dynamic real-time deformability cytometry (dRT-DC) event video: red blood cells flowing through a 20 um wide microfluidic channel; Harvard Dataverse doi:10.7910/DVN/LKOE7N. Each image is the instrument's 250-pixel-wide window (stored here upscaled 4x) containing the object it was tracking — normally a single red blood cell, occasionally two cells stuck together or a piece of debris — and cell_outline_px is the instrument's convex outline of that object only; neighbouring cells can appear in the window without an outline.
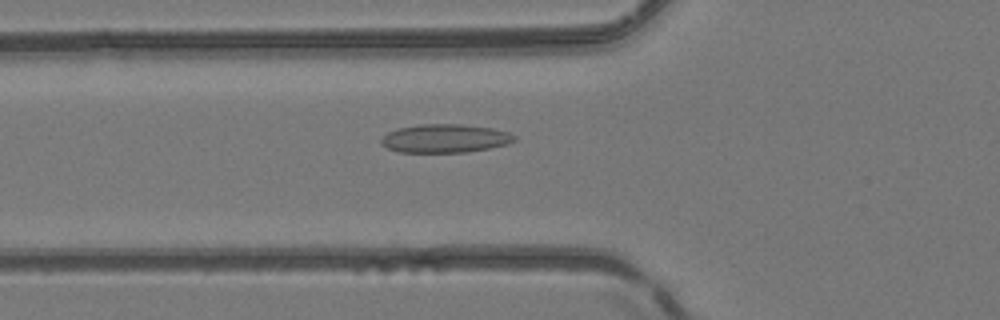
{"species": "common noctule bat (a hibernating species)", "species_latin": "Nyctalus noctula", "temperature_condition": "room temperature", "stored_images_in_passage": 44, "camera_frame_rate_fps": 3000, "um_per_image_px": 0.085, "animal": {"sex": "female", "body_mass_g": 24.6, "forearm_length_mm": 56.2}, "frame": {"image": 1, "passage_image": 12, "time_ms": 3.667, "image_size_px": [1000, 320], "cell_outline_px": [[516, 140], [508, 144], [488, 148], [464, 152], [400, 152], [388, 148], [380, 144], [380, 140], [388, 132], [396, 128], [420, 124], [460, 124], [492, 128], [508, 132], [516, 136]], "centroid_in_image_um": [37.81, 11.76], "position_along_channel_um": 88.0, "area_um2": 22.08}}
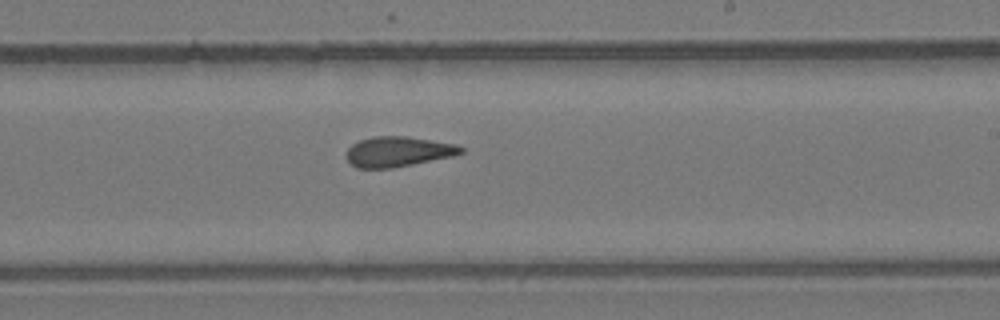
{"frame": {"image": 2, "passage_image": 24, "time_ms": 7.667, "image_size_px": [1000, 320], "cell_outline_px": [[464, 152], [452, 156], [392, 168], [356, 168], [348, 160], [348, 148], [352, 144], [360, 140], [372, 136], [404, 136], [456, 144], [464, 148]], "centroid_in_image_um": [33.84, 12.88], "position_along_channel_um": 255.2, "area_um2": 19.88}}
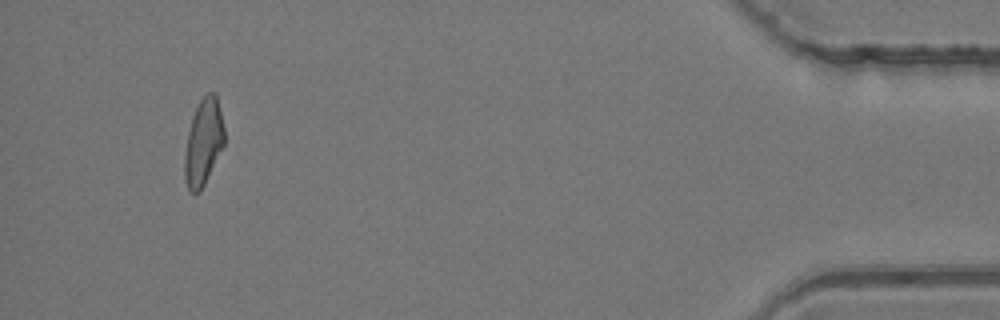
{"frame": {"image": 3, "passage_image": 41, "time_ms": 13.333, "image_size_px": [1000, 320], "cell_outline_px": [[224, 144], [200, 192], [188, 192], [184, 180], [184, 156], [188, 132], [192, 116], [200, 100], [208, 92], [216, 92], [224, 128]], "centroid_in_image_um": [17.27, 12.09], "position_along_channel_um": 417.9, "area_um2": 19.94}, "authors_computed_cell_mechanics": {"area_um2": 20.4034, "velocity_mm_per_s": 4.1581, "shape_relaxation_time_tau1_ms": null, "shape_relaxation_time_tau2_ms": 3.5507, "deformation_change_tau1": null, "deformation_change_tau2": 0.1293}}